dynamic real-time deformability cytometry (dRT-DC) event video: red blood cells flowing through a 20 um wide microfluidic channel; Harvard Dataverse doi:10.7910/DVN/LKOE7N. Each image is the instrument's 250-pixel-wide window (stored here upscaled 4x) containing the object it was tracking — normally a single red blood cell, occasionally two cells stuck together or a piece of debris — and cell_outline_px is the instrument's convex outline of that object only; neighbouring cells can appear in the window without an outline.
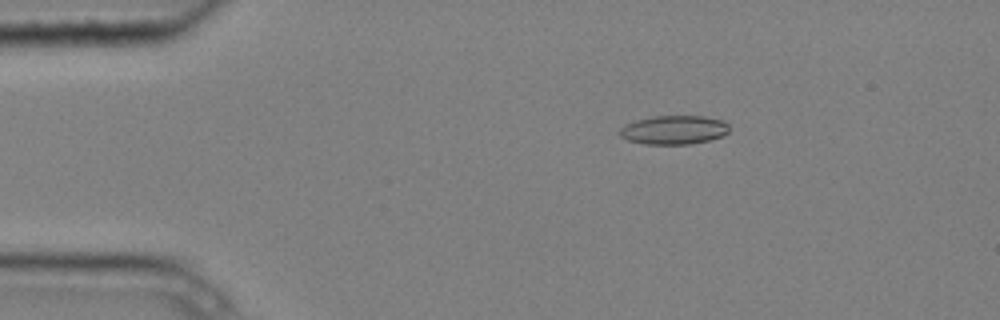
{"species": "common noctule bat (a hibernating species)", "species_latin": "Nyctalus noctula", "temperature_condition": "cold", "stored_images_in_passage": 6, "camera_frame_rate_fps": 3000, "um_per_image_px": 0.085, "animal": {"sex": "male", "body_mass_g": 20.4}, "frame": {"image": 1, "passage_image": 3, "time_ms": 0.667, "image_size_px": [1000, 320], "cell_outline_px": [[728, 132], [720, 136], [708, 140], [688, 144], [644, 144], [628, 140], [620, 136], [620, 128], [636, 120], [652, 116], [704, 116], [724, 120], [728, 124]], "centroid_in_image_um": [57.28, 11.03], "position_along_channel_um": 27.7, "area_um2": 18.26}}
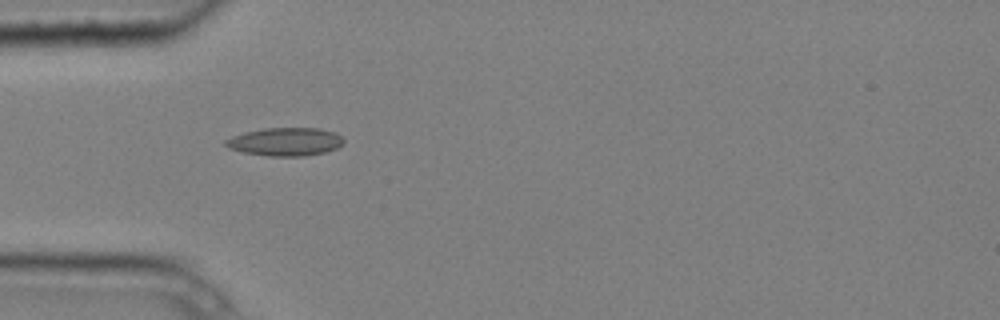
{"frame": {"image": 2, "passage_image": 5, "time_ms": 1.333, "image_size_px": [1000, 320], "cell_outline_px": [[344, 144], [336, 148], [324, 152], [304, 156], [268, 156], [244, 152], [228, 148], [224, 144], [224, 140], [232, 136], [244, 132], [264, 128], [320, 128], [336, 132], [344, 136]], "centroid_in_image_um": [24.28, 12.04], "position_along_channel_um": 60.7, "area_um2": 19.59}}
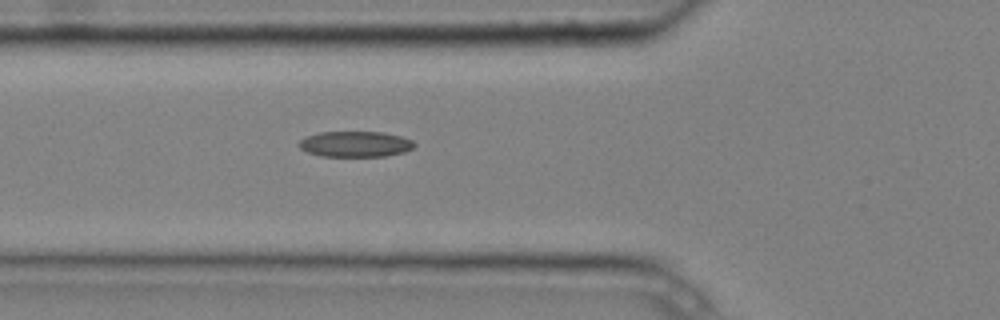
{"frame": {"image": 3, "passage_image": 6, "time_ms": 1.667, "image_size_px": [1000, 320], "cell_outline_px": [[416, 144], [412, 148], [404, 152], [384, 156], [320, 156], [308, 152], [300, 148], [296, 144], [304, 136], [320, 132], [384, 132], [400, 136], [412, 140]], "centroid_in_image_um": [30.16, 12.24], "position_along_channel_um": 95.6, "area_um2": 17.34}}